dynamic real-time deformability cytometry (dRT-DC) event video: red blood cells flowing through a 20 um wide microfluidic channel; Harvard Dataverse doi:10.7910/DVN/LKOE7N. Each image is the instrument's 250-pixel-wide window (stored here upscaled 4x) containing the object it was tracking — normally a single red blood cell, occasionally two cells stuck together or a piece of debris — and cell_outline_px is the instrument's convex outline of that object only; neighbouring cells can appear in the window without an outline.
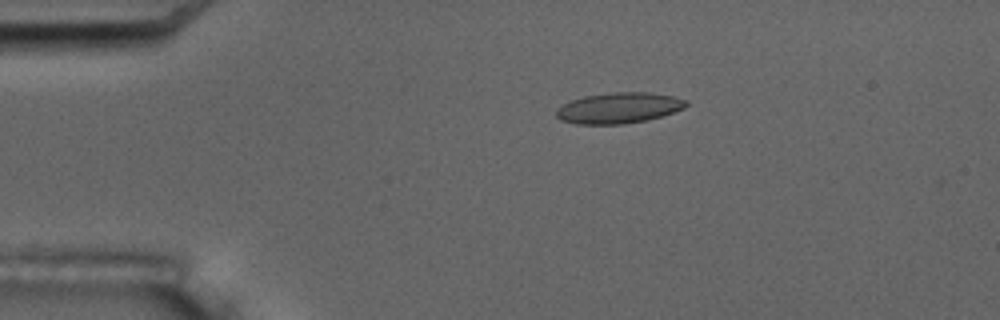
{"species": "common noctule bat (a hibernating species)", "species_latin": "Nyctalus noctula", "temperature_condition": "room temperature", "stored_images_in_passage": 8, "camera_frame_rate_fps": 3000, "um_per_image_px": 0.085, "animal": {"sex": "male", "body_mass_g": 17.5, "forearm_length_mm": 52.3}, "frame": {"image": 1, "passage_image": 4, "time_ms": 3.333, "image_size_px": [1000, 320], "cell_outline_px": [[688, 104], [684, 108], [648, 120], [624, 124], [576, 124], [560, 120], [556, 116], [556, 108], [572, 100], [584, 96], [608, 92], [648, 92], [672, 96], [688, 100]], "centroid_in_image_um": [52.58, 9.17], "position_along_channel_um": 32.4, "area_um2": 23.35}}